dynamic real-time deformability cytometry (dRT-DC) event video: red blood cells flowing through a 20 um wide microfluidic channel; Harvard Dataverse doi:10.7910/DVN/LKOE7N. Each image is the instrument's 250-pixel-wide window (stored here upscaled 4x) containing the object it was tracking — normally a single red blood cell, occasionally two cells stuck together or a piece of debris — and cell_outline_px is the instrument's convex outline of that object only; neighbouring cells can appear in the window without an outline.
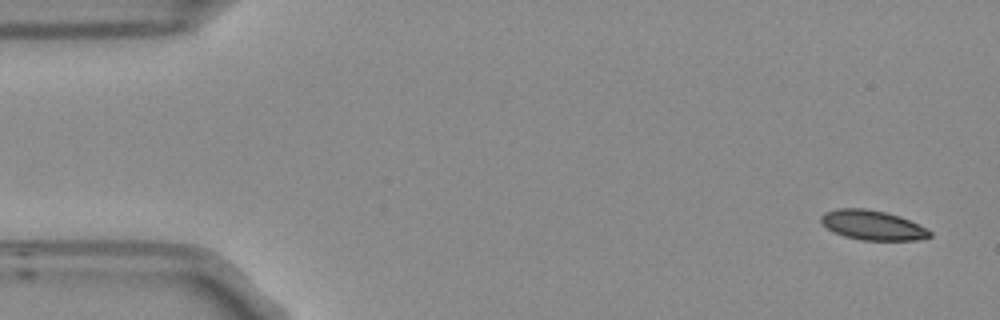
{"species": "Egyptian fruit bat (a non-hibernating species)", "species_latin": "Rousettus aegyptiacus", "temperature_condition": "room temperature", "stored_images_in_passage": 8, "camera_frame_rate_fps": 3000, "um_per_image_px": 0.085, "frame": {"image": 1, "passage_image": 1, "time_ms": 0.0, "image_size_px": [1000, 320], "cell_outline_px": [[932, 236], [916, 240], [860, 240], [844, 236], [828, 228], [820, 220], [820, 216], [824, 212], [836, 208], [864, 208], [884, 212], [900, 216], [932, 232]], "centroid_in_image_um": [74.13, 19.13], "position_along_channel_um": 10.9, "area_um2": 18.55}}
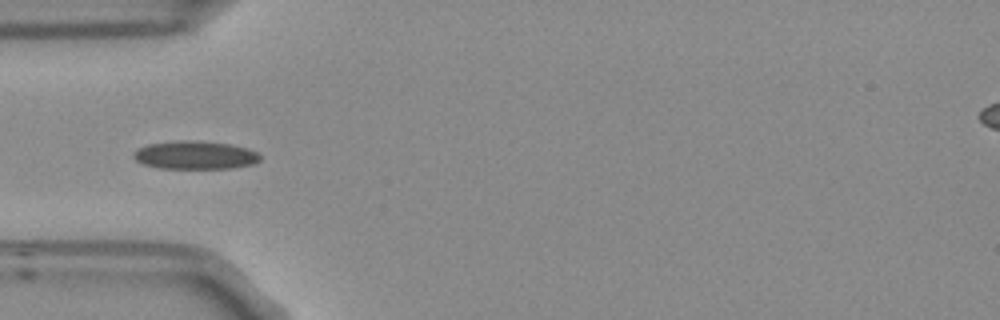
{"frame": {"image": 2, "passage_image": 5, "time_ms": 1.333, "image_size_px": [1000, 320], "cell_outline_px": [[260, 160], [252, 164], [232, 168], [160, 168], [144, 164], [136, 160], [132, 156], [132, 152], [136, 148], [148, 144], [176, 140], [188, 140], [228, 144], [244, 148], [256, 152], [260, 156]], "centroid_in_image_um": [16.51, 13.18], "position_along_channel_um": 68.5, "area_um2": 20.63}}